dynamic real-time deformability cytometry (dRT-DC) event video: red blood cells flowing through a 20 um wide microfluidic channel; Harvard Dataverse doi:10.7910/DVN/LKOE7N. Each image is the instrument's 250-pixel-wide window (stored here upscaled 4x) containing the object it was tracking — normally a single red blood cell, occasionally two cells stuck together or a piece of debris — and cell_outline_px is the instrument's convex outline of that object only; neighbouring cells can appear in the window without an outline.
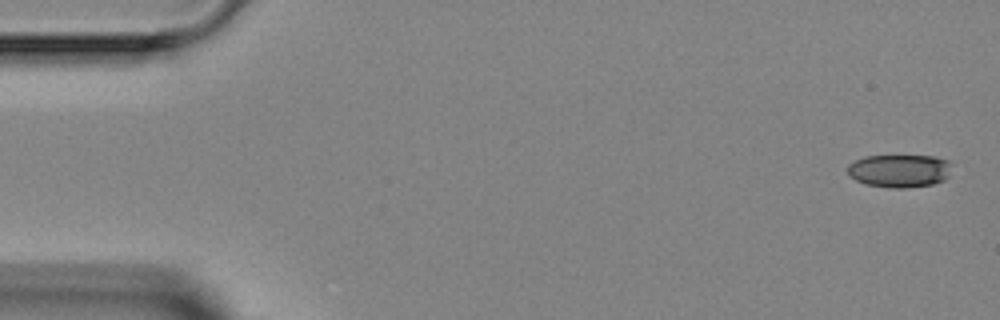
{"species": "Egyptian fruit bat (a non-hibernating species)", "species_latin": "Rousettus aegyptiacus", "temperature_condition": "room temperature", "stored_images_in_passage": 6, "camera_frame_rate_fps": 3000, "um_per_image_px": 0.085, "animal": {"sex": "female"}, "frame": {"image": 1, "passage_image": 1, "time_ms": 0.0, "image_size_px": [1000, 320], "cell_outline_px": [[948, 176], [944, 180], [932, 184], [904, 188], [888, 188], [864, 184], [848, 176], [848, 164], [864, 156], [936, 156], [948, 160]], "centroid_in_image_um": [76.4, 14.52], "position_along_channel_um": 8.6, "area_um2": 20.0}}
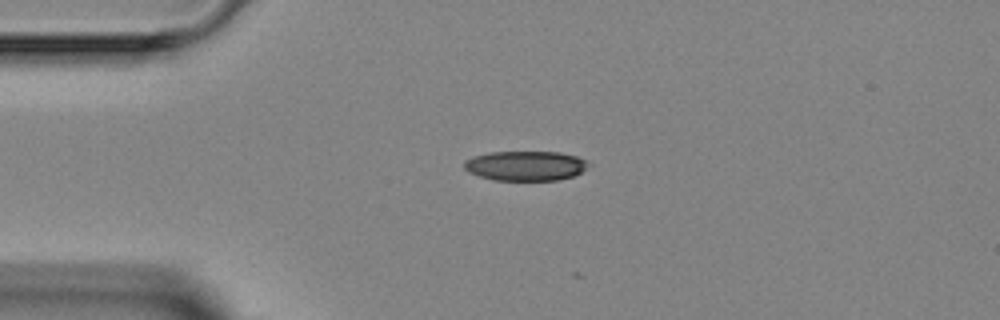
{"frame": {"image": 2, "passage_image": 4, "time_ms": 3.333, "image_size_px": [1000, 320], "cell_outline_px": [[592, 164], [580, 172], [572, 176], [556, 180], [492, 180], [468, 172], [464, 168], [464, 160], [472, 156], [488, 152], [560, 152], [576, 156], [588, 160]], "centroid_in_image_um": [44.66, 14.08], "position_along_channel_um": 40.3, "area_um2": 21.68}}